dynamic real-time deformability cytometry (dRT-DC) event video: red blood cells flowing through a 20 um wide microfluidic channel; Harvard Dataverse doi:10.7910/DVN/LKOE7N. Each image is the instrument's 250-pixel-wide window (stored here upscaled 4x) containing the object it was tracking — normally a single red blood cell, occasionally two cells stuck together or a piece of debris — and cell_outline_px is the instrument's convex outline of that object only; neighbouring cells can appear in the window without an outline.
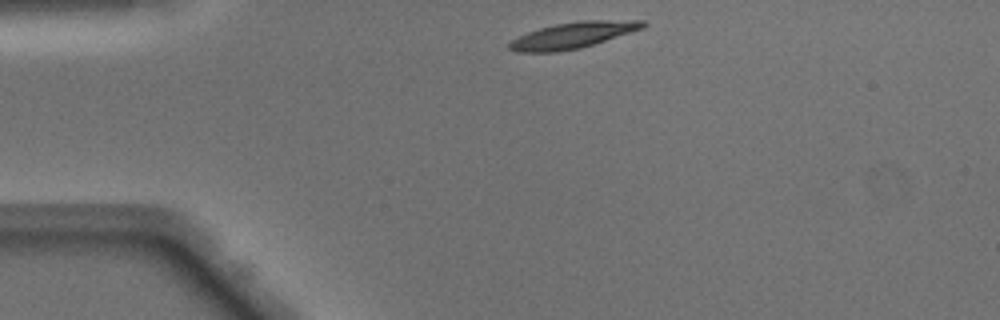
{"species": "Egyptian fruit bat (a non-hibernating species)", "species_latin": "Rousettus aegyptiacus", "temperature_condition": "warm", "stored_images_in_passage": 39, "camera_frame_rate_fps": 3000, "um_per_image_px": 0.085, "animal": {"sex": "male"}, "frame": {"image": 1, "passage_image": 1, "time_ms": 0.0, "image_size_px": [1000, 320], "cell_outline_px": [[648, 24], [644, 28], [580, 48], [556, 52], [516, 52], [508, 48], [508, 44], [512, 40], [528, 32], [540, 28], [556, 24], [580, 20], [644, 20]], "centroid_in_image_um": [48.72, 2.99], "position_along_channel_um": 36.3, "area_um2": 20.23}}
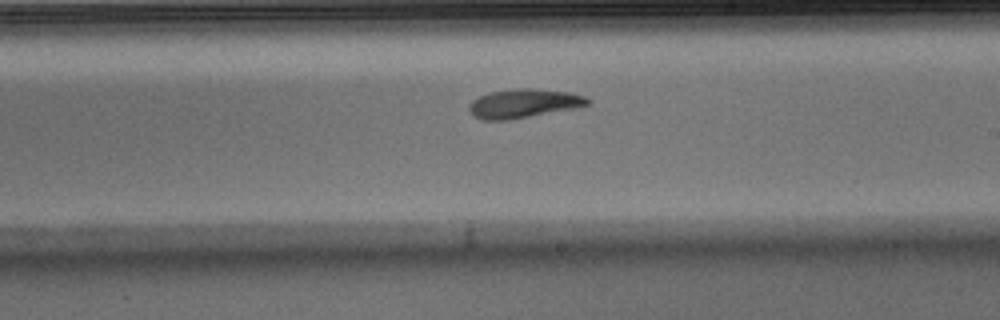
{"frame": {"image": 2, "passage_image": 19, "time_ms": 6.0, "image_size_px": [1000, 320], "cell_outline_px": [[592, 104], [572, 108], [508, 120], [480, 120], [472, 116], [468, 108], [472, 100], [480, 96], [492, 92], [520, 88], [532, 88], [572, 92], [584, 96], [592, 100]], "centroid_in_image_um": [44.52, 8.79], "position_along_channel_um": 244.5, "area_um2": 19.88}}
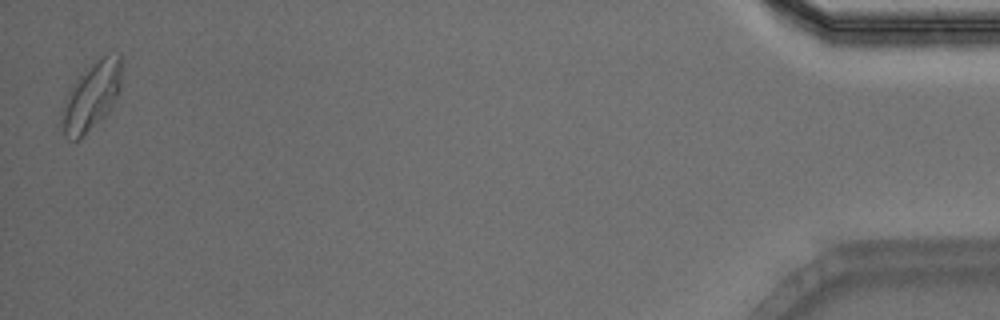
{"frame": {"image": 3, "passage_image": 39, "time_ms": 12.667, "image_size_px": [1000, 320], "cell_outline_px": [[120, 88], [108, 112], [104, 116], [76, 140], [72, 140], [64, 136], [60, 116], [60, 112], [68, 88], [84, 68], [108, 52], [120, 52]], "centroid_in_image_um": [7.72, 8.12], "position_along_channel_um": 427.5, "area_um2": 23.81}, "authors_computed_cell_mechanics": {"area_um2": 19.8254, "velocity_mm_per_s": 4.0844, "shape_relaxation_time_tau1_ms": 4.2142, "shape_relaxation_time_tau2_ms": 3.4355, "deformation_change_tau1": 0.209, "deformation_change_tau2": 0.1122}}